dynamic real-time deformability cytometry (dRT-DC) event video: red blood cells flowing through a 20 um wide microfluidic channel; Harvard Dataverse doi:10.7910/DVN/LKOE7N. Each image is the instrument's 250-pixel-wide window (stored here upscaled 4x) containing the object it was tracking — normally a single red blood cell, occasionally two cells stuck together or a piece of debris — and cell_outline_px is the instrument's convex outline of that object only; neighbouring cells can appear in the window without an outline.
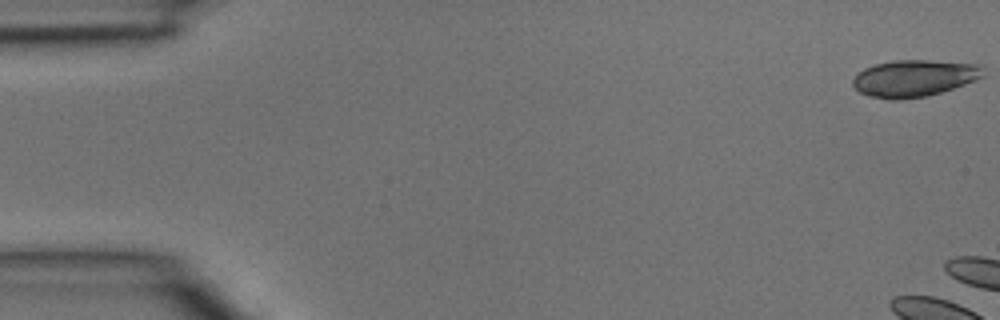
{"species": "common noctule bat (a hibernating species)", "species_latin": "Nyctalus noctula", "temperature_condition": "room temperature", "stored_images_in_passage": 4, "camera_frame_rate_fps": 3000, "um_per_image_px": 0.085, "animal": {"sex": "male", "body_mass_g": 15.6}, "frame": {"image": 1, "passage_image": 1, "time_ms": 0.0, "image_size_px": [1000, 320], "cell_outline_px": [[984, 76], [976, 80], [928, 96], [900, 100], [888, 100], [868, 96], [860, 92], [852, 84], [852, 80], [864, 68], [876, 64], [892, 60], [928, 60], [984, 64]], "centroid_in_image_um": [77.73, 6.65], "position_along_channel_um": 7.3, "area_um2": 28.21}}